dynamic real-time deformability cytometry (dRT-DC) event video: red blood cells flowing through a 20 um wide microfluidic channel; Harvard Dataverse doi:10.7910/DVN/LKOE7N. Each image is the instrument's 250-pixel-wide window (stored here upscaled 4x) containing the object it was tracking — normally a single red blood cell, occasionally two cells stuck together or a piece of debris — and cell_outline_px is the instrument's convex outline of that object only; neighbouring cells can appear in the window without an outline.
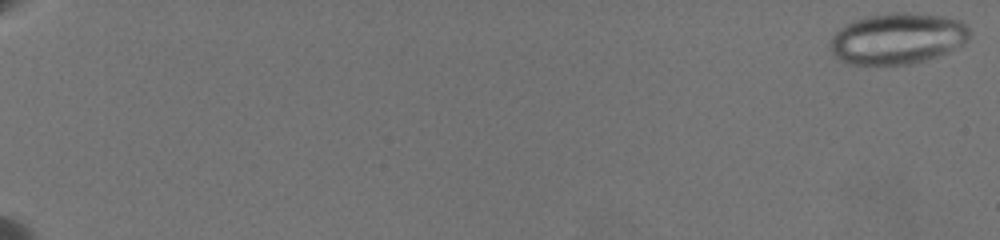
{"species": "common noctule bat (a hibernating species)", "species_latin": "Nyctalus noctula", "temperature_condition": "warm", "stored_images_in_passage": 22, "camera_frame_rate_fps": 3000, "um_per_image_px": 0.085, "animal": {"sex": "female", "body_mass_g": 19.5, "forearm_length_mm": 54.1}, "frame": {"image": 1, "passage_image": 1, "time_ms": 0.0, "image_size_px": [1000, 240], "cell_outline_px": [[968, 36], [964, 44], [948, 52], [924, 60], [908, 64], [848, 64], [840, 60], [828, 48], [828, 44], [832, 36], [844, 24], [868, 16], [892, 12], [904, 12], [944, 16], [960, 20], [968, 28]], "centroid_in_image_um": [76.25, 3.27], "position_along_channel_um": 8.7, "area_um2": 41.38}}